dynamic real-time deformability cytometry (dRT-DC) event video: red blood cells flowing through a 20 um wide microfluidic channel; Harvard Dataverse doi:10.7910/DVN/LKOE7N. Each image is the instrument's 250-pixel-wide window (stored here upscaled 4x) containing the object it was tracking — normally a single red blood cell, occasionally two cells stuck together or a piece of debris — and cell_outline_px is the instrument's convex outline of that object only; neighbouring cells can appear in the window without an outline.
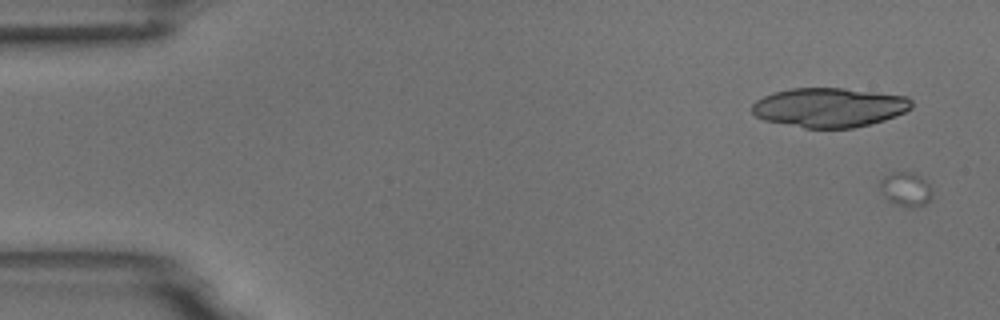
{"species": "common noctule bat (a hibernating species)", "species_latin": "Nyctalus noctula", "temperature_condition": "room temperature", "stored_images_in_passage": 5, "camera_frame_rate_fps": 3000, "um_per_image_px": 0.085, "animal": {"sex": "male", "body_mass_g": 18.8}, "frame": {"image": 1, "passage_image": 1, "time_ms": 0.0, "image_size_px": [1000, 320], "cell_outline_px": [[932, 196], [924, 204], [912, 208], [896, 204], [888, 200], [884, 196], [880, 188], [880, 180], [884, 176], [892, 172], [912, 172], [920, 176], [932, 188]], "centroid_in_image_um": [76.98, 16.07], "position_along_channel_um": 8.0, "area_um2": 10.29}}